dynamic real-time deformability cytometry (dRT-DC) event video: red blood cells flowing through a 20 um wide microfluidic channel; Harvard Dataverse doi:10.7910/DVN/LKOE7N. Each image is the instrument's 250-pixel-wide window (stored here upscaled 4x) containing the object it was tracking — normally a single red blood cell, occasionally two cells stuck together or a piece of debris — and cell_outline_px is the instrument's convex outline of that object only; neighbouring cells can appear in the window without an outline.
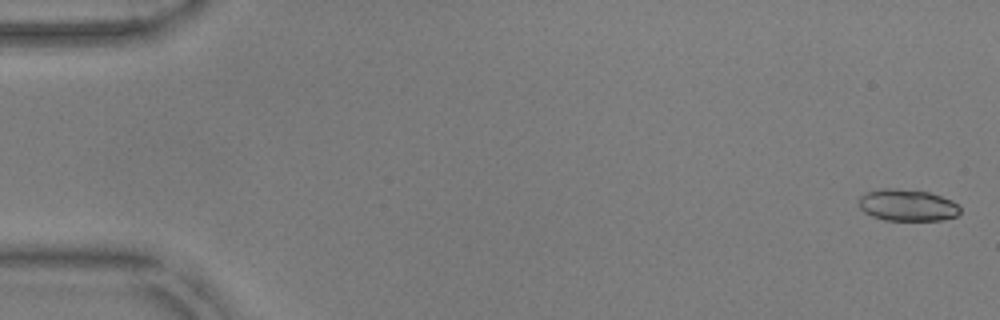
{"species": "common noctule bat (a hibernating species)", "species_latin": "Nyctalus noctula", "temperature_condition": "warm", "stored_images_in_passage": 20, "camera_frame_rate_fps": 3000, "um_per_image_px": 0.085, "animal": {"sex": "male", "body_mass_g": 17.9, "forearm_length_mm": 54.2}, "frame": {"image": 1, "passage_image": 1, "time_ms": 0.0, "image_size_px": [1000, 320], "cell_outline_px": [[960, 212], [956, 216], [940, 220], [884, 220], [872, 216], [864, 212], [860, 208], [860, 196], [868, 192], [880, 188], [896, 188], [928, 192], [952, 200], [960, 208]], "centroid_in_image_um": [77.12, 17.44], "position_along_channel_um": 7.9, "area_um2": 18.61}}